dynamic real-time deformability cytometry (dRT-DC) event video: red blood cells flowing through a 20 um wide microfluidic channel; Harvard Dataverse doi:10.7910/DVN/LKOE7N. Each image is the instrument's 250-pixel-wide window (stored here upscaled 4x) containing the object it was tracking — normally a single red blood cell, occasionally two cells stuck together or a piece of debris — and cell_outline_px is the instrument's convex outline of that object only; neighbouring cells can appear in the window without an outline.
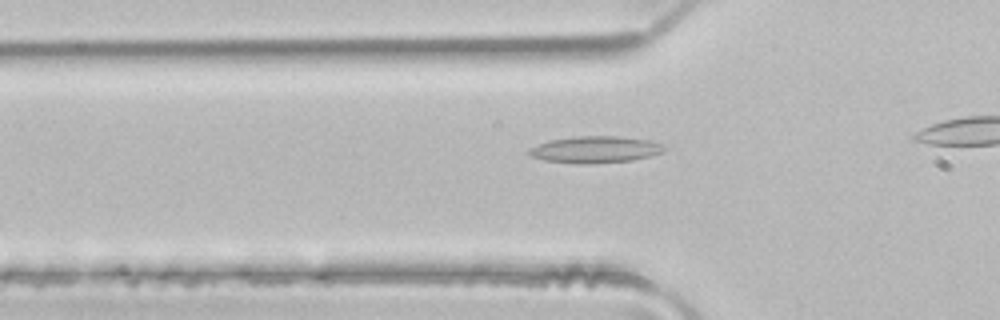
{"species": "common noctule bat (a hibernating species)", "species_latin": "Nyctalus noctula", "temperature_condition": "room temperature", "stored_images_in_passage": 32, "camera_frame_rate_fps": 3000, "um_per_image_px": 0.085, "animal": {"sex": "male", "body_mass_g": 21.5, "forearm_length_mm": 52.0}, "frame": {"image": 1, "passage_image": 9, "time_ms": 2.667, "image_size_px": [1000, 320], "cell_outline_px": [[668, 148], [664, 152], [652, 156], [632, 160], [580, 164], [544, 160], [532, 156], [528, 152], [528, 148], [552, 140], [580, 136], [616, 136], [648, 140], [664, 144]], "centroid_in_image_um": [50.67, 12.71], "position_along_channel_um": 75.1, "area_um2": 20.87}}
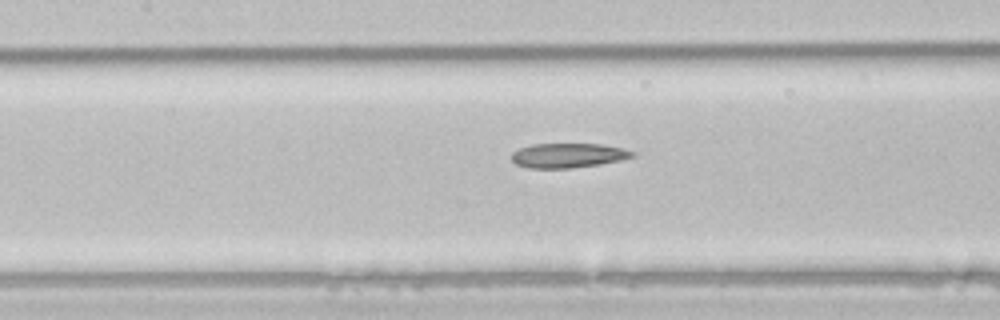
{"frame": {"image": 2, "passage_image": 15, "time_ms": 4.667, "image_size_px": [1000, 320], "cell_outline_px": [[636, 156], [620, 160], [600, 164], [572, 168], [528, 168], [516, 164], [512, 160], [512, 152], [520, 148], [532, 144], [600, 144], [624, 148], [636, 152]], "centroid_in_image_um": [48.31, 13.21], "position_along_channel_um": 159.1, "area_um2": 17.34}}
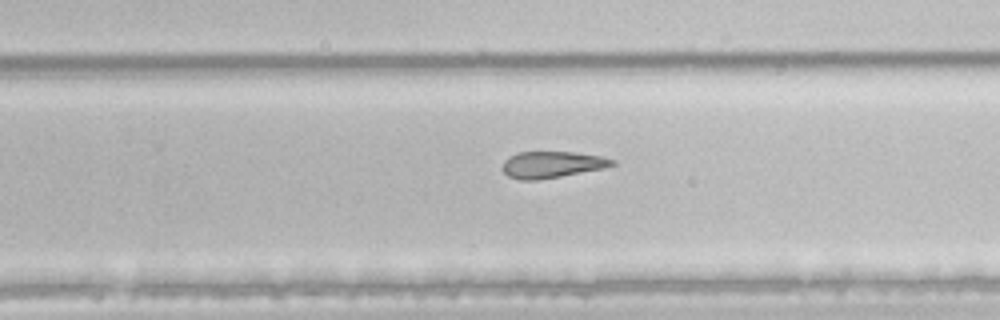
{"frame": {"image": 3, "passage_image": 24, "time_ms": 7.667, "image_size_px": [1000, 320], "cell_outline_px": [[616, 164], [604, 168], [560, 176], [536, 180], [520, 180], [508, 176], [504, 172], [504, 160], [508, 156], [516, 152], [576, 152], [600, 156], [616, 160]], "centroid_in_image_um": [46.92, 13.98], "position_along_channel_um": 282.9, "area_um2": 16.88}}